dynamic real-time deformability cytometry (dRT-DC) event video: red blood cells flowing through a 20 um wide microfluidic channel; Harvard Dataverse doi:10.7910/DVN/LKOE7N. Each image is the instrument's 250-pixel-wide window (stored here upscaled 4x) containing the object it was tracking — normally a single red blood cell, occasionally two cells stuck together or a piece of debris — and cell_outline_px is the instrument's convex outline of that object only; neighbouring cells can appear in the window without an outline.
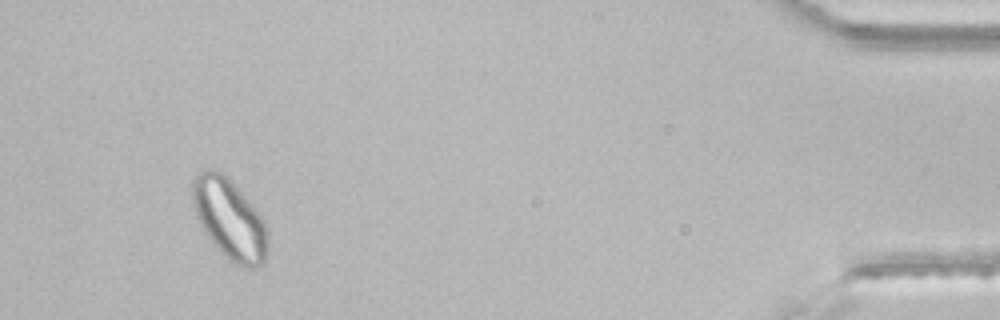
{"species": "common noctule bat (a hibernating species)", "species_latin": "Nyctalus noctula", "temperature_condition": "room temperature", "stored_images_in_passage": 41, "segment_of_instrument_passage": [2, 2], "camera_frame_rate_fps": 3000, "um_per_image_px": 0.085, "animal": {"sex": "male", "body_mass_g": 21.5, "forearm_length_mm": 52.0}, "frame": {"image": 1, "passage_image": 39, "time_ms": 12.667, "image_size_px": [1000, 320], "cell_outline_px": [[268, 248], [264, 260], [256, 268], [248, 268], [236, 264], [224, 256], [204, 232], [196, 216], [192, 200], [192, 180], [200, 172], [220, 172], [228, 176], [264, 220], [268, 232]], "centroid_in_image_um": [19.52, 18.65], "position_along_channel_um": 415.7, "area_um2": 34.8}}